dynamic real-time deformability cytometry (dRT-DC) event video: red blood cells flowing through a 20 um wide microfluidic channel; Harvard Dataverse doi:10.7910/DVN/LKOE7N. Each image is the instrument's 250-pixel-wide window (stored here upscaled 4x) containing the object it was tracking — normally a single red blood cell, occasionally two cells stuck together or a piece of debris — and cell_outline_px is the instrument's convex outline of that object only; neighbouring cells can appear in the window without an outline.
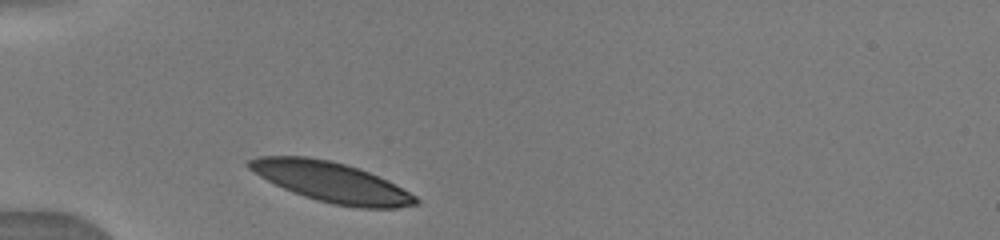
{"species": "human", "species_latin": "Homo sapiens", "temperature_condition": "warm", "stored_images_in_passage": 6, "camera_frame_rate_fps": 3000, "um_per_image_px": 0.085, "donor": {"sex": "male"}, "frame": {"image": 1, "passage_image": 1, "time_ms": 0.0, "image_size_px": [1000, 240], "cell_outline_px": [[420, 204], [396, 208], [360, 208], [332, 204], [316, 200], [292, 192], [260, 176], [248, 168], [244, 164], [248, 160], [256, 156], [308, 156], [332, 160], [368, 172], [388, 180], [416, 196], [420, 200]], "centroid_in_image_um": [28.17, 15.47], "position_along_channel_um": 56.8, "area_um2": 38.9}}
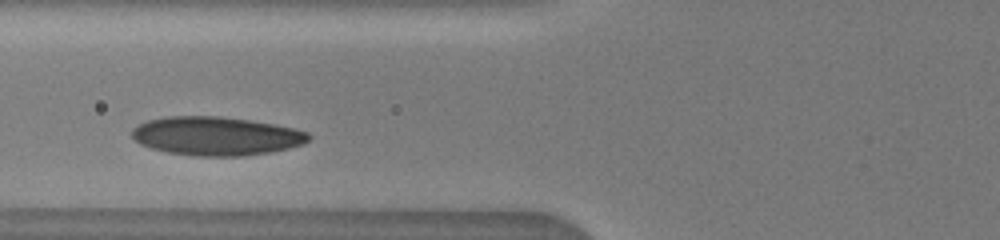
{"frame": {"image": 2, "passage_image": 5, "time_ms": 1.667, "image_size_px": [1000, 240], "cell_outline_px": [[312, 136], [304, 144], [288, 148], [268, 152], [244, 156], [196, 156], [168, 152], [152, 148], [140, 144], [132, 136], [132, 128], [148, 120], [168, 116], [220, 116], [248, 120], [272, 124], [292, 128], [308, 132]], "centroid_in_image_um": [18.37, 11.56], "position_along_channel_um": 107.4, "area_um2": 39.59}}